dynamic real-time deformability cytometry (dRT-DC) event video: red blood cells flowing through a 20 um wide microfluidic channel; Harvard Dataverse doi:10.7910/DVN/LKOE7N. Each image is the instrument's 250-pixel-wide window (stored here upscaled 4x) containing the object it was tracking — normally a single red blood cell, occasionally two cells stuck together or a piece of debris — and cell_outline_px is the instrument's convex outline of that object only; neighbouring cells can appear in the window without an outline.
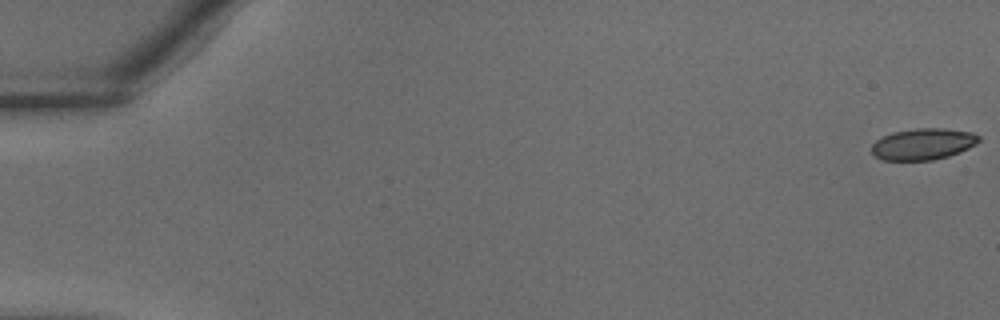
{"species": "common noctule bat (a hibernating species)", "species_latin": "Nyctalus noctula", "temperature_condition": "warm", "stored_images_in_passage": 38, "camera_frame_rate_fps": 3000, "um_per_image_px": 0.085, "animal": {"sex": "male", "body_mass_g": 18.8}, "frame": {"image": 1, "passage_image": 1, "time_ms": 0.0, "image_size_px": [1000, 320], "cell_outline_px": [[980, 140], [976, 144], [960, 152], [948, 156], [932, 160], [884, 160], [876, 156], [872, 152], [872, 144], [876, 140], [892, 132], [916, 128], [944, 128], [972, 132], [980, 136]], "centroid_in_image_um": [78.48, 12.23], "position_along_channel_um": 6.5, "area_um2": 19.59}}
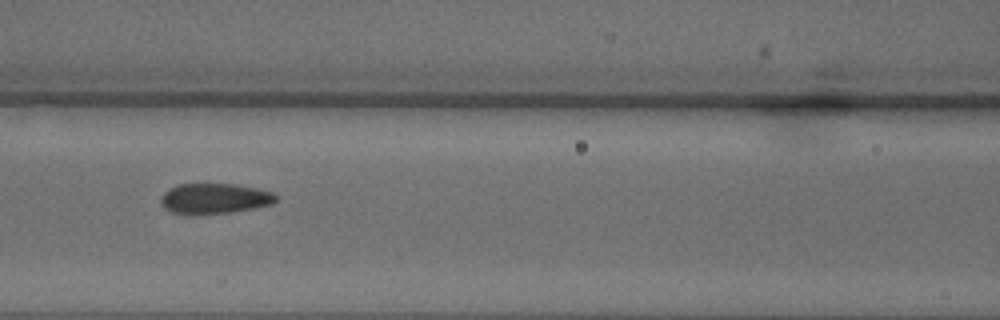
{"frame": {"image": 2, "passage_image": 18, "time_ms": 5.667, "image_size_px": [1000, 320], "cell_outline_px": [[280, 200], [272, 204], [256, 208], [232, 212], [168, 212], [160, 204], [160, 200], [164, 192], [168, 188], [176, 184], [236, 184], [256, 188], [272, 192], [280, 196]], "centroid_in_image_um": [18.29, 16.84], "position_along_channel_um": 148.3, "area_um2": 20.23}}
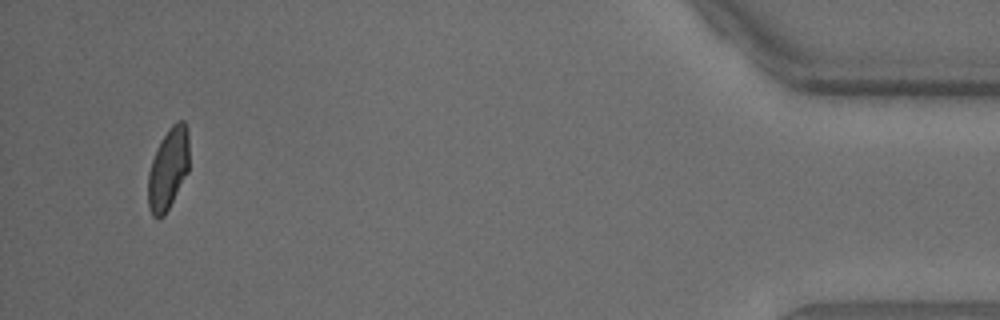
{"frame": {"image": 3, "passage_image": 37, "time_ms": 12.0, "image_size_px": [1000, 320], "cell_outline_px": [[188, 172], [164, 216], [160, 220], [156, 220], [152, 216], [148, 208], [148, 172], [156, 148], [160, 140], [168, 128], [176, 120], [184, 120], [188, 128]], "centroid_in_image_um": [14.28, 14.35], "position_along_channel_um": 420.9, "area_um2": 19.88}}